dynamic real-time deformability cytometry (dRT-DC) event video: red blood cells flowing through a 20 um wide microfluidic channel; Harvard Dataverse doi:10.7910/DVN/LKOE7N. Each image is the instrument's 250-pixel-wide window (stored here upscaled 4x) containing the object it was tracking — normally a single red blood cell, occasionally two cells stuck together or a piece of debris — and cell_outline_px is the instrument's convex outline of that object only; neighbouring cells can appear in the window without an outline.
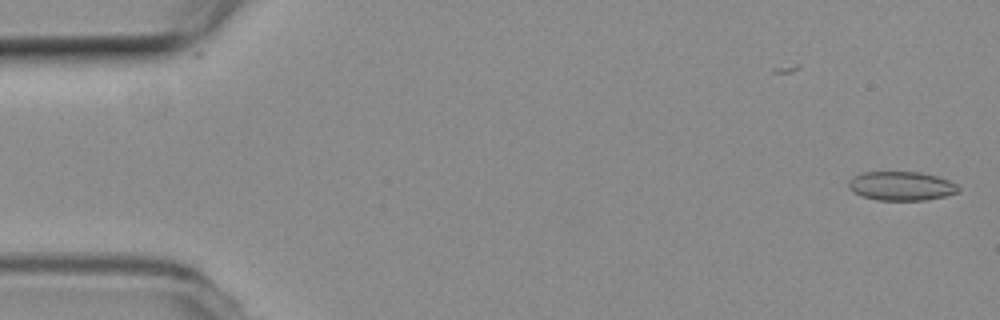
{"species": "common noctule bat (a hibernating species)", "species_latin": "Nyctalus noctula", "temperature_condition": "room temperature", "stored_images_in_passage": 53, "camera_frame_rate_fps": 3000, "um_per_image_px": 0.085, "animal": {"sex": "female", "body_mass_g": 19.3, "forearm_length_mm": 54.1}, "frame": {"image": 1, "passage_image": 1, "time_ms": 0.0, "image_size_px": [1000, 320], "cell_outline_px": [[960, 192], [944, 196], [924, 200], [876, 200], [860, 196], [852, 192], [848, 188], [848, 180], [852, 176], [864, 172], [920, 172], [936, 176], [948, 180], [956, 184], [960, 188]], "centroid_in_image_um": [76.57, 15.81], "position_along_channel_um": 8.4, "area_um2": 18.73}}
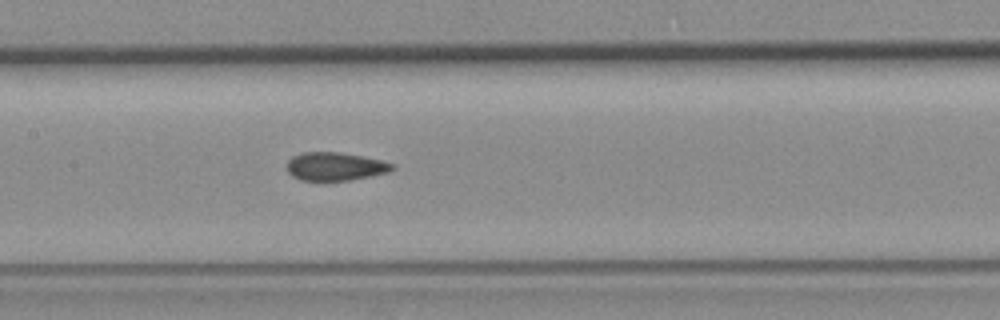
{"frame": {"image": 2, "passage_image": 25, "time_ms": 8.0, "image_size_px": [1000, 320], "cell_outline_px": [[396, 168], [388, 172], [348, 180], [300, 180], [292, 176], [288, 172], [288, 160], [292, 156], [304, 152], [340, 152], [380, 160], [396, 164]], "centroid_in_image_um": [28.49, 14.14], "position_along_channel_um": 178.9, "area_um2": 17.17}}
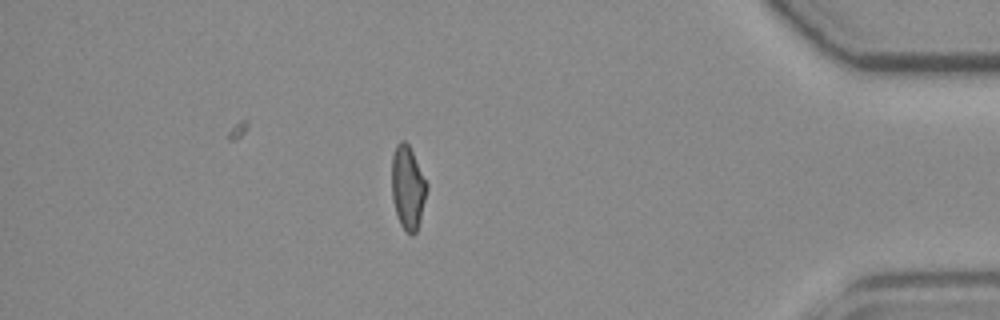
{"frame": {"image": 3, "passage_image": 46, "time_ms": 15.0, "image_size_px": [1000, 320], "cell_outline_px": [[428, 188], [416, 232], [412, 236], [400, 224], [392, 200], [392, 156], [396, 144], [400, 140], [404, 140], [408, 144], [428, 184]], "centroid_in_image_um": [34.65, 15.91], "position_along_channel_um": 400.5, "area_um2": 16.88}, "authors_computed_cell_mechanics": {"area_um2": 17.918, "velocity_mm_per_s": 3.7974, "shape_relaxation_time_tau1_ms": null, "shape_relaxation_time_tau2_ms": 1.5985, "deformation_change_tau1": null, "deformation_change_tau2": 0.0661}}